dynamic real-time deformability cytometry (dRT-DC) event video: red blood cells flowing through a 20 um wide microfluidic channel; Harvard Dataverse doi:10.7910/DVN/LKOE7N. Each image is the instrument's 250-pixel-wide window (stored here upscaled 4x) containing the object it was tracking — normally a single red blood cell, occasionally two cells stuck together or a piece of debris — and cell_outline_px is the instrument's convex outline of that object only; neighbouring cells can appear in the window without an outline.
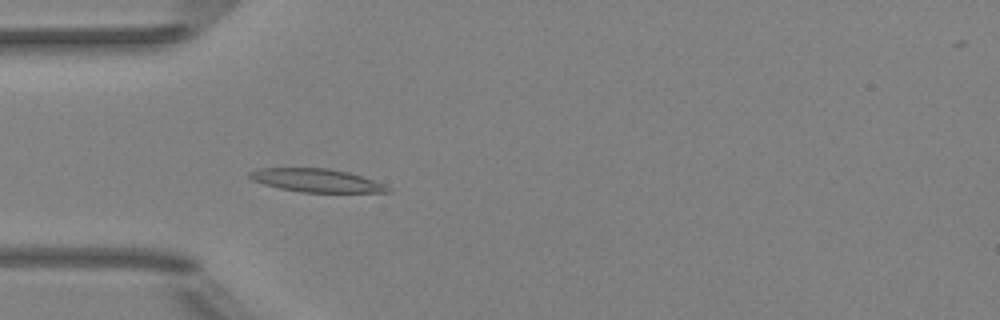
{"species": "Egyptian fruit bat (a non-hibernating species)", "species_latin": "Rousettus aegyptiacus", "temperature_condition": "room temperature", "stored_images_in_passage": 51, "camera_frame_rate_fps": 3000, "um_per_image_px": 0.085, "animal": {"sex": "female"}, "frame": {"image": 1, "passage_image": 15, "time_ms": 4.667, "image_size_px": [1000, 320], "cell_outline_px": [[392, 192], [300, 192], [280, 188], [264, 184], [252, 180], [248, 176], [248, 172], [260, 168], [328, 168], [348, 172], [384, 184]], "centroid_in_image_um": [26.85, 15.33], "position_along_channel_um": 58.2, "area_um2": 18.5}}
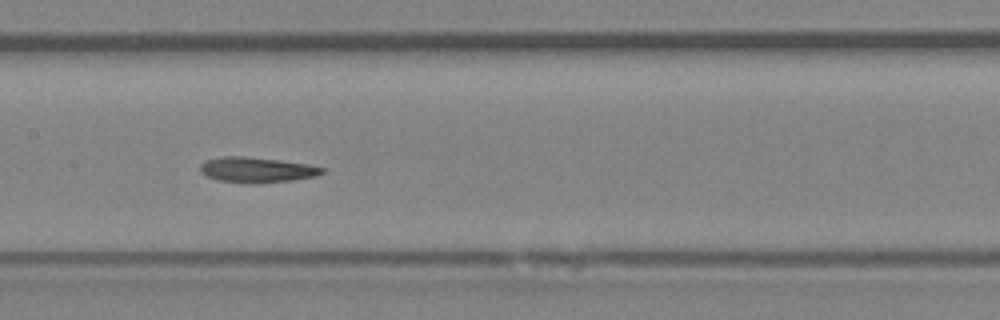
{"frame": {"image": 2, "passage_image": 25, "time_ms": 8.0, "image_size_px": [1000, 320], "cell_outline_px": [[324, 172], [316, 176], [292, 180], [216, 180], [200, 172], [200, 164], [208, 160], [224, 156], [244, 156], [280, 160], [308, 164], [324, 168]], "centroid_in_image_um": [21.84, 14.37], "position_along_channel_um": 185.6, "area_um2": 16.88}}
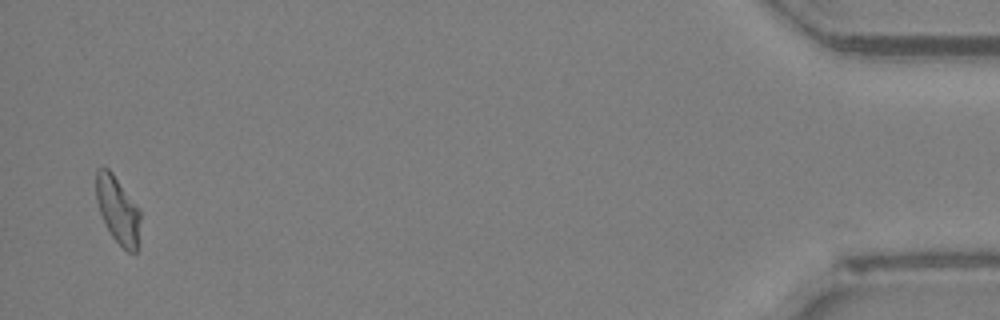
{"frame": {"image": 3, "passage_image": 50, "time_ms": 16.333, "image_size_px": [1000, 320], "cell_outline_px": [[140, 216], [136, 252], [128, 252], [112, 236], [100, 212], [96, 200], [96, 168], [108, 168], [112, 172], [140, 208]], "centroid_in_image_um": [10.01, 17.79], "position_along_channel_um": 425.2, "area_um2": 16.99}, "authors_computed_cell_mechanics": {"area_um2": 18.207, "velocity_mm_per_s": 3.9428, "shape_relaxation_time_tau1_ms": null, "shape_relaxation_time_tau2_ms": 5.7126, "deformation_change_tau1": null, "deformation_change_tau2": 0.1487}}